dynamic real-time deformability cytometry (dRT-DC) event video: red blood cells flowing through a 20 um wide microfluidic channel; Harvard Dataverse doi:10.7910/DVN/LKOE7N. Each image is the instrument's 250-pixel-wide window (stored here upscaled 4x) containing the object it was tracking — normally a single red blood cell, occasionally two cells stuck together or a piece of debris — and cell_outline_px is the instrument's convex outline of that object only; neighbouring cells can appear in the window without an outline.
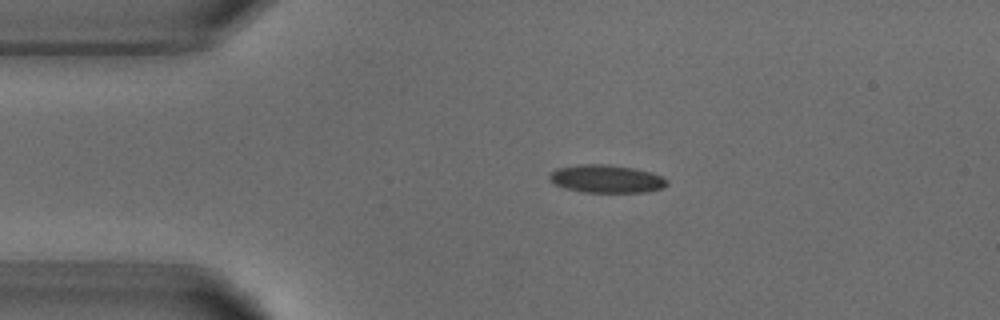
{"species": "common noctule bat (a hibernating species)", "species_latin": "Nyctalus noctula", "temperature_condition": "warm", "stored_images_in_passage": 3, "segment_of_instrument_passage": [1, 2], "camera_frame_rate_fps": 3000, "um_per_image_px": 0.085, "animal": {"sex": "male", "body_mass_g": 18.8}, "frame": {"image": 1, "passage_image": 1, "time_ms": 0.0, "image_size_px": [1000, 320], "cell_outline_px": [[668, 184], [664, 188], [644, 192], [584, 192], [564, 188], [548, 180], [548, 176], [556, 168], [580, 164], [608, 164], [632, 168], [652, 172], [664, 176], [668, 180]], "centroid_in_image_um": [51.57, 15.2], "position_along_channel_um": 33.4, "area_um2": 19.31}}